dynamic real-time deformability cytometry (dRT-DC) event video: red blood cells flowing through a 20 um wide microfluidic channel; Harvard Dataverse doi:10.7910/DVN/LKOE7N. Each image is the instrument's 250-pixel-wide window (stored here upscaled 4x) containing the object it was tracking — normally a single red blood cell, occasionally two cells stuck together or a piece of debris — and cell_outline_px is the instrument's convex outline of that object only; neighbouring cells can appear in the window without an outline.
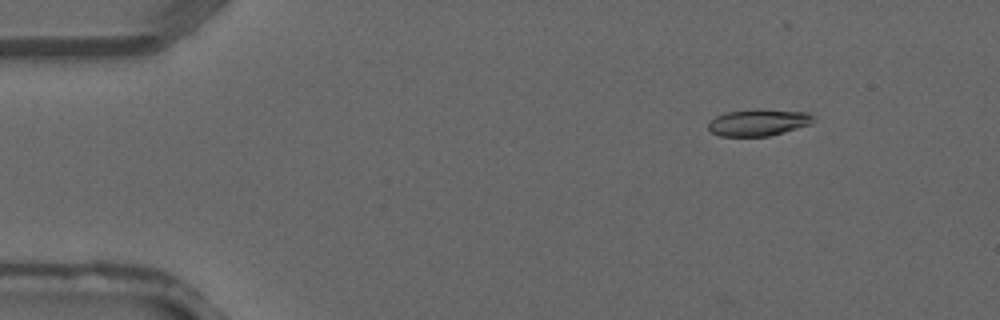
{"species": "common noctule bat (a hibernating species)", "species_latin": "Nyctalus noctula", "temperature_condition": "warm", "stored_images_in_passage": 4, "camera_frame_rate_fps": 3000, "um_per_image_px": 0.085, "animal": {"sex": "male", "forearm_length_mm": 52.5}, "frame": {"image": 1, "passage_image": 2, "time_ms": 0.333, "image_size_px": [1000, 320], "cell_outline_px": [[812, 124], [784, 132], [768, 136], [720, 136], [712, 132], [708, 128], [708, 124], [716, 116], [728, 112], [756, 108], [760, 108], [808, 112], [812, 116]], "centroid_in_image_um": [64.48, 10.4], "position_along_channel_um": 20.5, "area_um2": 16.42}}